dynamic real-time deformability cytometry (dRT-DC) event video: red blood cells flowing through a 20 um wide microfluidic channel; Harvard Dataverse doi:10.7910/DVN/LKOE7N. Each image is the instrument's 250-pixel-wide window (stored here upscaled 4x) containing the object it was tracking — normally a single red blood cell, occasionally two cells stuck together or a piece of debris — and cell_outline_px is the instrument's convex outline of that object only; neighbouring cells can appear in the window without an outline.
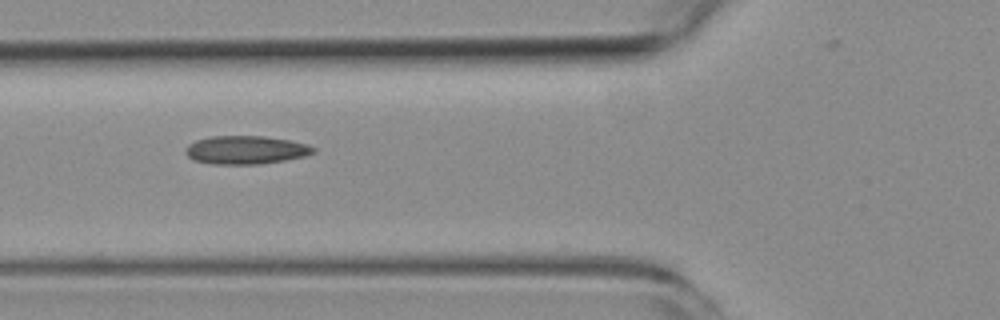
{"species": "common noctule bat (a hibernating species)", "species_latin": "Nyctalus noctula", "temperature_condition": "room temperature", "stored_images_in_passage": 7, "camera_frame_rate_fps": 3000, "um_per_image_px": 0.085, "animal": {"sex": "female", "body_mass_g": 19.3, "forearm_length_mm": 54.1}, "frame": {"image": 1, "passage_image": 2, "time_ms": 1.0, "image_size_px": [1000, 320], "cell_outline_px": [[316, 152], [304, 156], [284, 160], [260, 164], [212, 164], [192, 160], [184, 152], [184, 148], [188, 144], [196, 140], [208, 136], [264, 136], [288, 140], [308, 144], [316, 148]], "centroid_in_image_um": [20.86, 12.74], "position_along_channel_um": 104.9, "area_um2": 21.27}}
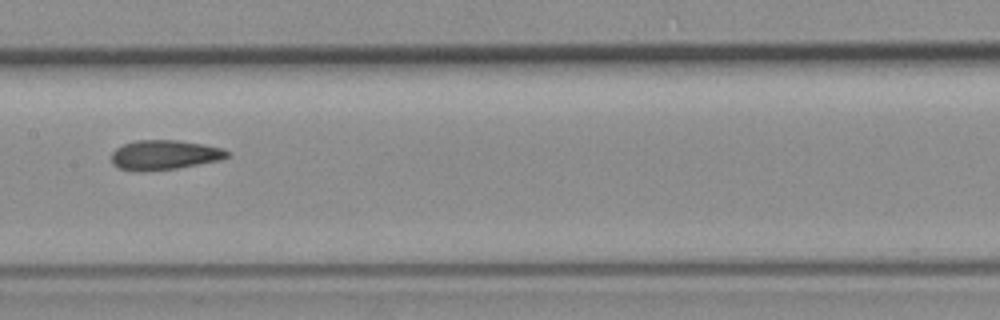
{"frame": {"image": 2, "passage_image": 4, "time_ms": 3.333, "image_size_px": [1000, 320], "cell_outline_px": [[228, 156], [220, 160], [176, 168], [144, 172], [136, 172], [120, 168], [112, 164], [112, 152], [116, 148], [124, 144], [136, 140], [180, 140], [204, 144], [224, 148], [228, 152]], "centroid_in_image_um": [13.96, 13.17], "position_along_channel_um": 193.4, "area_um2": 20.11}}
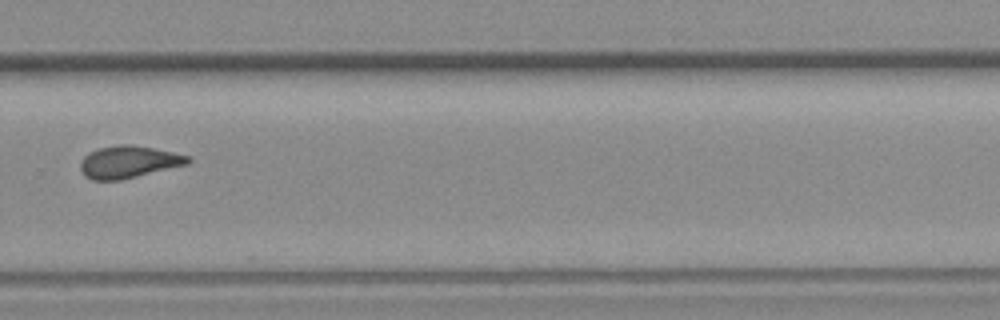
{"frame": {"image": 3, "passage_image": 7, "time_ms": 6.667, "image_size_px": [1000, 320], "cell_outline_px": [[192, 160], [188, 164], [120, 180], [92, 180], [84, 176], [80, 168], [80, 160], [88, 152], [100, 148], [120, 144], [128, 144], [152, 148], [172, 152], [188, 156]], "centroid_in_image_um": [10.89, 13.77], "position_along_channel_um": 318.9, "area_um2": 20.06}}